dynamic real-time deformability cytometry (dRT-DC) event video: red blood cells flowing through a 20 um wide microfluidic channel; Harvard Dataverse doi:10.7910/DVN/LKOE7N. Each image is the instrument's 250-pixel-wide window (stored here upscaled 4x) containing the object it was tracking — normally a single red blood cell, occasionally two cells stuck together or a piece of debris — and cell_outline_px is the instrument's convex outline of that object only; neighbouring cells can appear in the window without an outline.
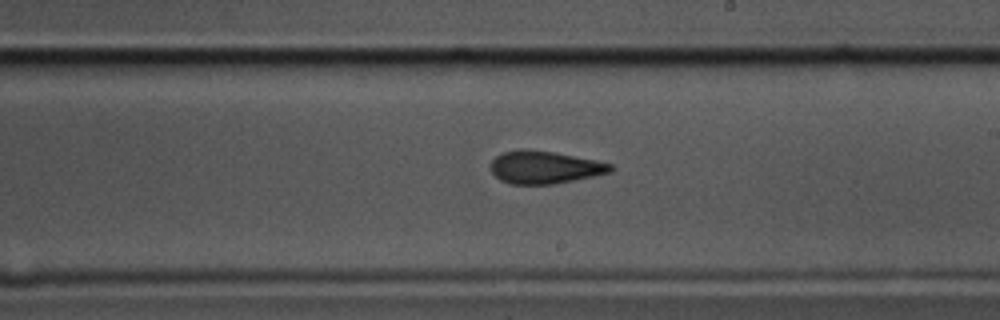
{"species": "common noctule bat (a hibernating species)", "species_latin": "Nyctalus noctula", "temperature_condition": "cold", "stored_images_in_passage": 36, "camera_frame_rate_fps": 3000, "um_per_image_px": 0.085, "animal": {"sex": "male", "body_mass_g": 17.5, "forearm_length_mm": 52.3}, "frame": {"image": 1, "passage_image": 23, "time_ms": 7.333, "image_size_px": [1000, 320], "cell_outline_px": [[612, 172], [552, 184], [512, 184], [500, 180], [492, 172], [492, 160], [496, 156], [504, 152], [524, 148], [552, 152], [596, 160], [612, 164]], "centroid_in_image_um": [46.28, 14.21], "position_along_channel_um": 242.7, "area_um2": 22.48}}
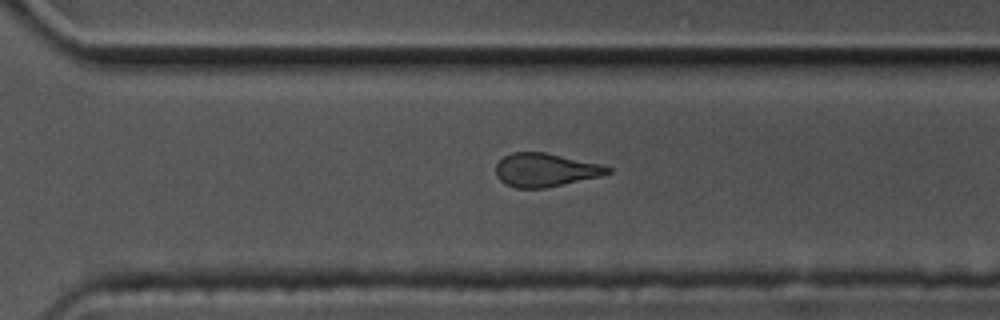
{"frame": {"image": 2, "passage_image": 30, "time_ms": 9.667, "image_size_px": [1000, 320], "cell_outline_px": [[612, 172], [600, 176], [544, 188], [516, 188], [500, 180], [496, 176], [496, 164], [504, 156], [512, 152], [544, 152], [604, 164], [612, 168]], "centroid_in_image_um": [46.38, 14.43], "position_along_channel_um": 324.2, "area_um2": 21.79}}
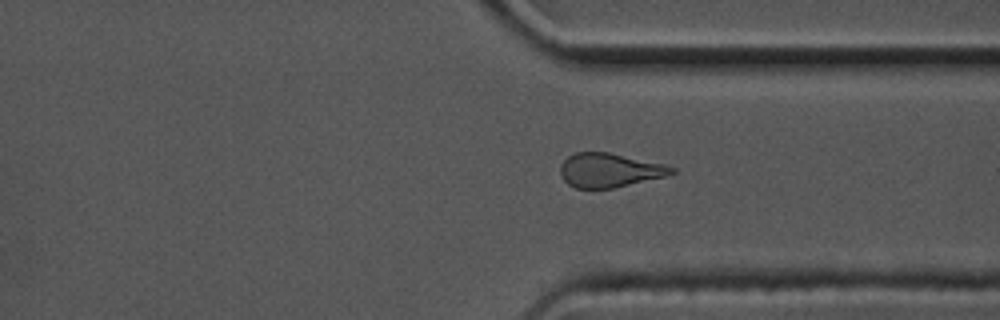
{"frame": {"image": 3, "passage_image": 33, "time_ms": 10.667, "image_size_px": [1000, 320], "cell_outline_px": [[676, 172], [664, 176], [612, 188], [576, 188], [568, 184], [564, 180], [560, 172], [560, 164], [568, 156], [576, 152], [608, 152], [664, 164], [676, 168]], "centroid_in_image_um": [51.78, 14.46], "position_along_channel_um": 359.6, "area_um2": 21.85}}